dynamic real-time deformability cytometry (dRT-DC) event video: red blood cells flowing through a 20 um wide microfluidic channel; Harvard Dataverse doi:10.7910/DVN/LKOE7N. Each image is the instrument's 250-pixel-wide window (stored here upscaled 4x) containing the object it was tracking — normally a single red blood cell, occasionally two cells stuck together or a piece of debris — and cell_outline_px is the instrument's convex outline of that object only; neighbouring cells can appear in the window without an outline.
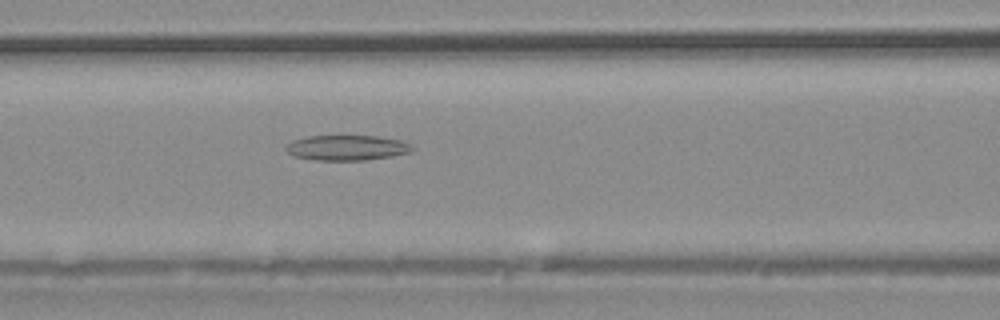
{"species": "common noctule bat (a hibernating species)", "species_latin": "Nyctalus noctula", "temperature_condition": "warm", "stored_images_in_passage": 38, "camera_frame_rate_fps": 3000, "um_per_image_px": 0.085, "animal": {"sex": "male", "body_mass_g": 20.4}, "frame": {"image": 1, "passage_image": 16, "time_ms": 5.0, "image_size_px": [1000, 320], "cell_outline_px": [[416, 148], [412, 152], [392, 156], [368, 160], [312, 160], [292, 156], [284, 148], [284, 144], [292, 140], [308, 136], [376, 136], [404, 140], [412, 144]], "centroid_in_image_um": [29.5, 12.56], "position_along_channel_um": 137.1, "area_um2": 19.02}}
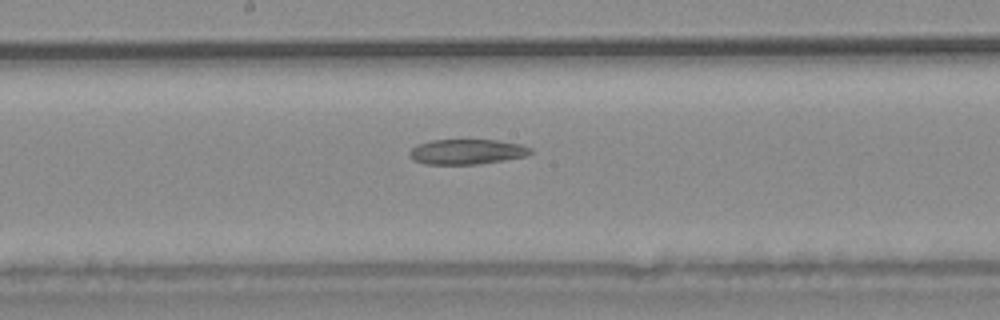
{"frame": {"image": 2, "passage_image": 20, "time_ms": 6.333, "image_size_px": [1000, 320], "cell_outline_px": [[532, 152], [524, 156], [504, 160], [480, 164], [424, 164], [412, 160], [408, 152], [416, 144], [432, 140], [496, 140], [520, 144], [532, 148]], "centroid_in_image_um": [39.64, 12.9], "position_along_channel_um": 208.6, "area_um2": 17.74}}
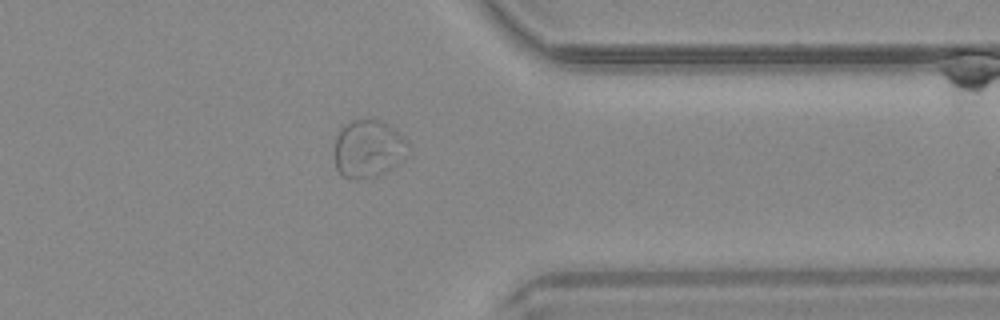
{"frame": {"image": 3, "passage_image": 30, "time_ms": 9.667, "image_size_px": [1000, 320], "cell_outline_px": [[412, 152], [408, 156], [384, 172], [376, 176], [352, 180], [340, 176], [336, 168], [336, 132], [348, 120], [372, 116], [388, 124], [404, 136], [408, 140]], "centroid_in_image_um": [31.33, 12.59], "position_along_channel_um": 380.1, "area_um2": 25.72}}